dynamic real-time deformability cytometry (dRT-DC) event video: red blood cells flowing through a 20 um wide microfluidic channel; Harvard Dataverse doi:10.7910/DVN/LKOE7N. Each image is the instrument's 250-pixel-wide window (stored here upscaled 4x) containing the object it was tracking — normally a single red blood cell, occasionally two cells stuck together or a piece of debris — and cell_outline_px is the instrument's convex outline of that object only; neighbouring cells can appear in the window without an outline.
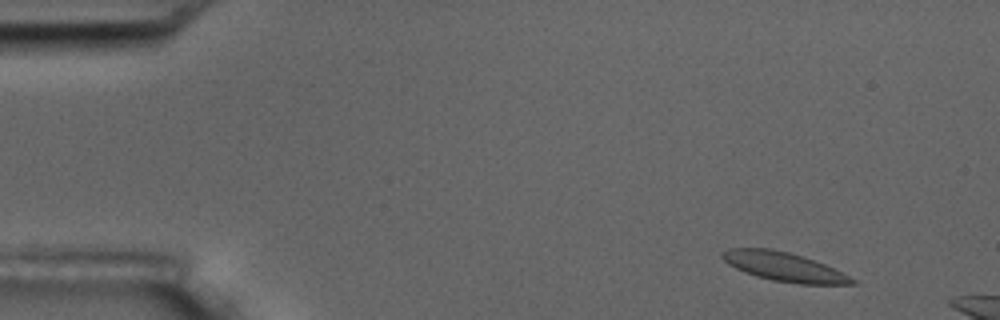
{"species": "common noctule bat (a hibernating species)", "species_latin": "Nyctalus noctula", "temperature_condition": "room temperature", "stored_images_in_passage": 4, "camera_frame_rate_fps": 3000, "um_per_image_px": 0.085, "animal": {"sex": "male", "body_mass_g": 17.5, "forearm_length_mm": 52.3}, "frame": {"image": 1, "passage_image": 2, "time_ms": 1.333, "image_size_px": [1000, 320], "cell_outline_px": [[856, 284], [800, 284], [772, 280], [756, 276], [736, 268], [728, 264], [720, 256], [720, 252], [728, 248], [772, 248], [804, 256], [824, 264], [856, 280]], "centroid_in_image_um": [66.59, 22.66], "position_along_channel_um": 18.4, "area_um2": 21.79}}